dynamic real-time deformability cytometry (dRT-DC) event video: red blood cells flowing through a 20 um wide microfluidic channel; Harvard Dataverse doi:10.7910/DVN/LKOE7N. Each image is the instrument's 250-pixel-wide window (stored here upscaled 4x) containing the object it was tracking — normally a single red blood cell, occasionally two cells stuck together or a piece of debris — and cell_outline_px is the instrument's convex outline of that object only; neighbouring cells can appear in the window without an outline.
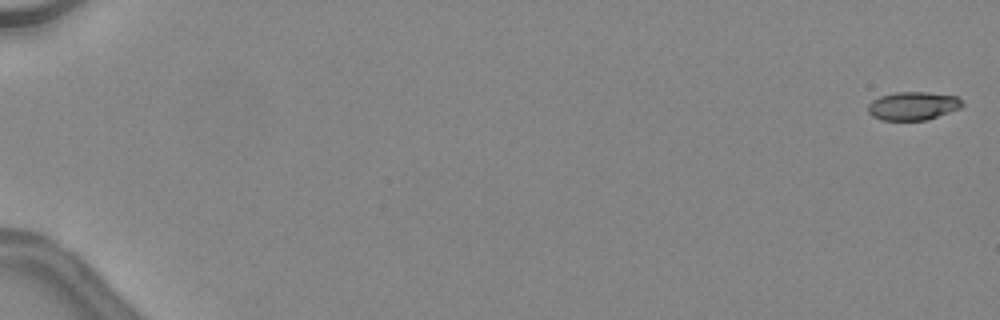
{"species": "common noctule bat (a hibernating species)", "species_latin": "Nyctalus noctula", "temperature_condition": "warm", "stored_images_in_passage": 48, "camera_frame_rate_fps": 3000, "um_per_image_px": 0.085, "animal": {"sex": "female", "body_mass_g": 24.6, "forearm_length_mm": 56.2}, "frame": {"image": 1, "passage_image": 1, "time_ms": 0.0, "image_size_px": [1000, 320], "cell_outline_px": [[964, 104], [960, 108], [928, 120], [880, 120], [872, 116], [868, 112], [868, 104], [872, 100], [880, 96], [896, 92], [928, 92], [956, 96]], "centroid_in_image_um": [77.58, 9.0], "position_along_channel_um": 7.4, "area_um2": 15.61}}
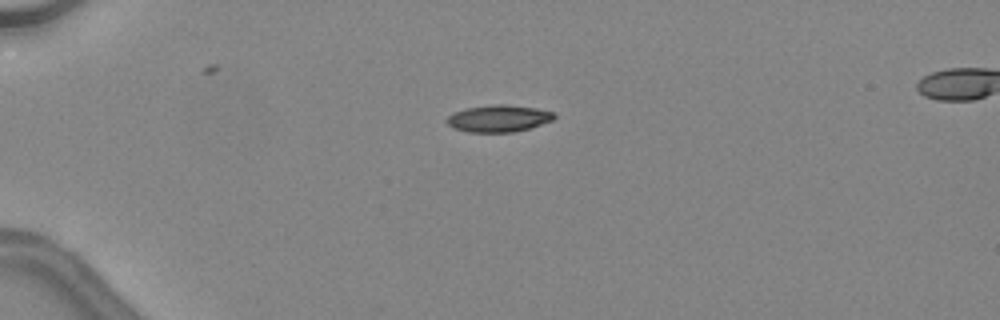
{"frame": {"image": 2, "passage_image": 14, "time_ms": 4.333, "image_size_px": [1000, 320], "cell_outline_px": [[556, 116], [552, 120], [528, 128], [512, 132], [468, 132], [452, 128], [444, 120], [452, 112], [464, 108], [492, 104], [508, 104], [536, 108], [552, 112]], "centroid_in_image_um": [42.3, 10.05], "position_along_channel_um": 42.7, "area_um2": 16.94}, "authors_computed_cell_mechanics": {"area_um2": 17.1955, "velocity_mm_per_s": 4.569, "shape_relaxation_time_tau1_ms": 11.0036, "shape_relaxation_time_tau2_ms": 4.3631, "deformation_change_tau1": 0.2909, "deformation_change_tau2": 0.1426}}